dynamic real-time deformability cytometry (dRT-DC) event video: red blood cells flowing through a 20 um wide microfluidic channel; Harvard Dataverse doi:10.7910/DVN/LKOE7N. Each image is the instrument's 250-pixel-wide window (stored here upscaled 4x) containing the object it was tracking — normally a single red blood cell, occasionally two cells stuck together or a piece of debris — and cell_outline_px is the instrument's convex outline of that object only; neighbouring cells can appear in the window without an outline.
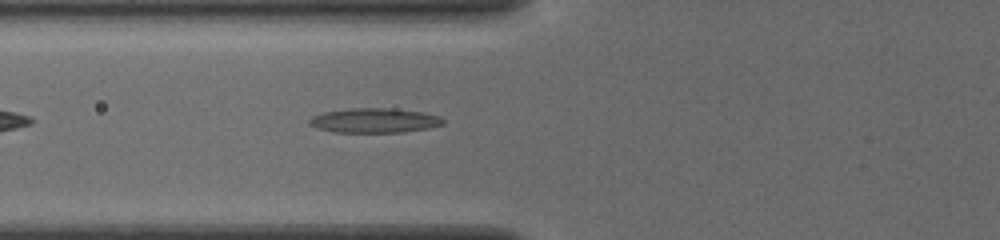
{"species": "common noctule bat (a hibernating species)", "species_latin": "Nyctalus noctula", "temperature_condition": "cold", "stored_images_in_passage": 38, "camera_frame_rate_fps": 3000, "um_per_image_px": 0.085, "animal": {"sex": "female", "body_mass_g": 19.5, "forearm_length_mm": 54.1}, "frame": {"image": 1, "passage_image": 6, "time_ms": 1.667, "image_size_px": [1000, 240], "cell_outline_px": [[444, 124], [428, 128], [404, 132], [332, 132], [316, 128], [308, 124], [308, 120], [312, 116], [324, 112], [348, 108], [392, 108], [424, 112], [440, 116], [444, 120]], "centroid_in_image_um": [31.81, 10.24], "position_along_channel_um": 94.0, "area_um2": 19.36}}
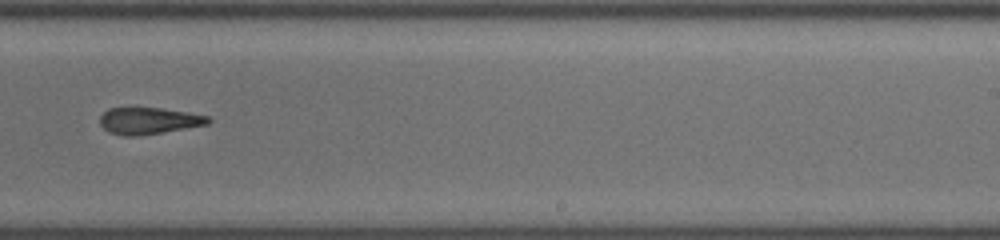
{"frame": {"image": 2, "passage_image": 20, "time_ms": 6.333, "image_size_px": [1000, 240], "cell_outline_px": [[212, 120], [208, 124], [140, 136], [124, 136], [108, 132], [100, 124], [100, 116], [108, 108], [164, 108], [188, 112], [208, 116]], "centroid_in_image_um": [12.64, 10.27], "position_along_channel_um": 276.4, "area_um2": 16.88}}
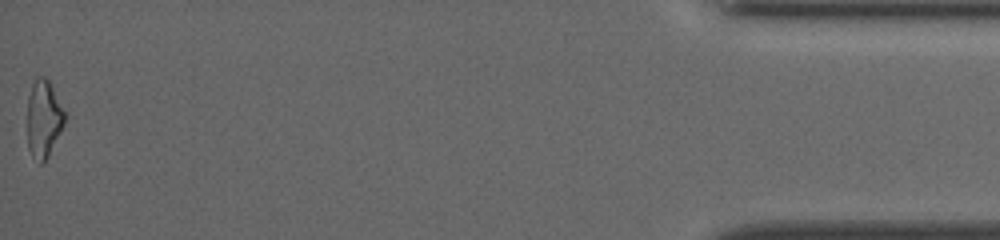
{"frame": {"image": 3, "passage_image": 38, "time_ms": 12.333, "image_size_px": [1000, 240], "cell_outline_px": [[68, 116], [48, 156], [40, 164], [32, 156], [28, 148], [28, 96], [32, 84], [36, 76], [44, 76], [48, 80], [68, 112]], "centroid_in_image_um": [3.74, 10.05], "position_along_channel_um": 431.5, "area_um2": 17.11}, "authors_computed_cell_mechanics": {"area_um2": 17.4267, "velocity_mm_per_s": 3.909, "shape_relaxation_time_tau1_ms": null, "shape_relaxation_time_tau2_ms": 6.3595, "deformation_change_tau1": null, "deformation_change_tau2": 0.1937}}